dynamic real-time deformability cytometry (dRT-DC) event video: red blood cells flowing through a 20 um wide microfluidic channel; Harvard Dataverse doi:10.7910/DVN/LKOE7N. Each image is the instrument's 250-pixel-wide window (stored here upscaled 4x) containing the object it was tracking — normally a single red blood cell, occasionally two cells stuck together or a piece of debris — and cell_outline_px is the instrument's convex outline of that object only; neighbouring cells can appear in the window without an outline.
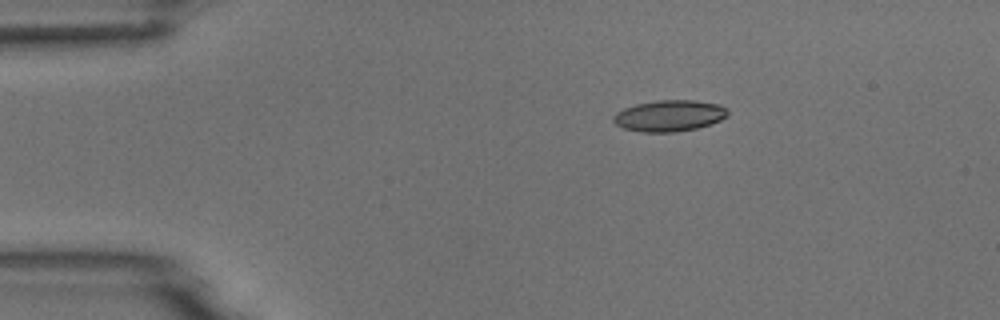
{"species": "common noctule bat (a hibernating species)", "species_latin": "Nyctalus noctula", "temperature_condition": "room temperature", "stored_images_in_passage": 5, "camera_frame_rate_fps": 3000, "um_per_image_px": 0.085, "animal": {"sex": "male", "body_mass_g": 18.8}, "frame": {"image": 1, "passage_image": 2, "time_ms": 2.0, "image_size_px": [1000, 320], "cell_outline_px": [[728, 116], [720, 120], [696, 128], [672, 132], [640, 132], [624, 128], [616, 124], [612, 120], [612, 116], [616, 112], [624, 108], [636, 104], [656, 100], [696, 100], [720, 104], [728, 108]], "centroid_in_image_um": [56.89, 9.82], "position_along_channel_um": 28.1, "area_um2": 20.92}}
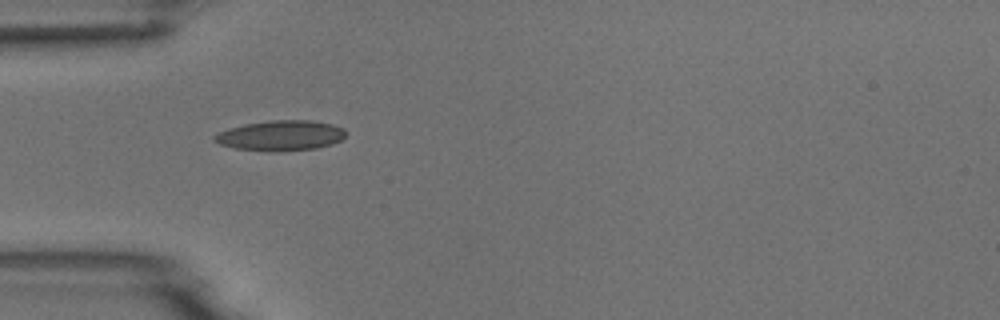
{"frame": {"image": 2, "passage_image": 4, "time_ms": 4.333, "image_size_px": [1000, 320], "cell_outline_px": [[344, 136], [340, 140], [332, 144], [316, 148], [280, 152], [272, 152], [236, 148], [220, 144], [212, 140], [212, 136], [228, 128], [244, 124], [268, 120], [312, 120], [332, 124], [344, 128]], "centroid_in_image_um": [23.84, 11.52], "position_along_channel_um": 61.2, "area_um2": 23.29}}